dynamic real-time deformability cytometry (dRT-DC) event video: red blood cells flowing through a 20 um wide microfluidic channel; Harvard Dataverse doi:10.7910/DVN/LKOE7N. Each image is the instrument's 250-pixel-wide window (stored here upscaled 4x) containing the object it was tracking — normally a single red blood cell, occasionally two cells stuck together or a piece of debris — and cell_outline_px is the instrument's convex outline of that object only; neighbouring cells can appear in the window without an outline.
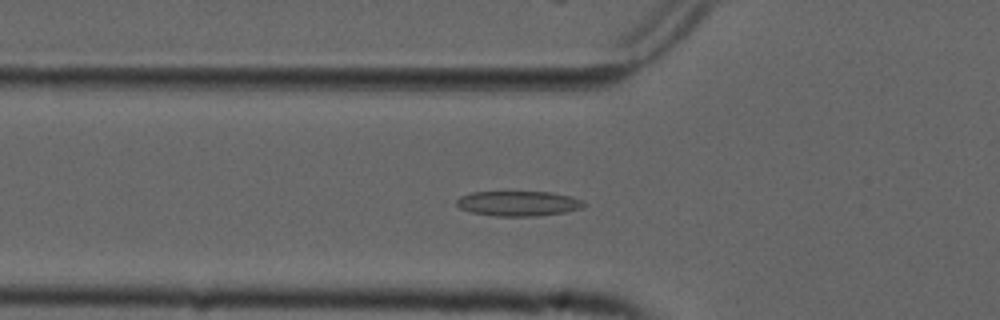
{"species": "common noctule bat (a hibernating species)", "species_latin": "Nyctalus noctula", "temperature_condition": "cold", "stored_images_in_passage": 43, "camera_frame_rate_fps": 3000, "um_per_image_px": 0.085, "animal": {"sex": "male", "forearm_length_mm": 52.5}, "frame": {"image": 1, "passage_image": 19, "time_ms": 6.0, "image_size_px": [1000, 320], "cell_outline_px": [[588, 204], [580, 208], [564, 212], [536, 216], [496, 216], [472, 212], [460, 208], [456, 204], [456, 200], [460, 196], [472, 192], [552, 192], [584, 200]], "centroid_in_image_um": [44.06, 17.29], "position_along_channel_um": 81.7, "area_um2": 18.5}}
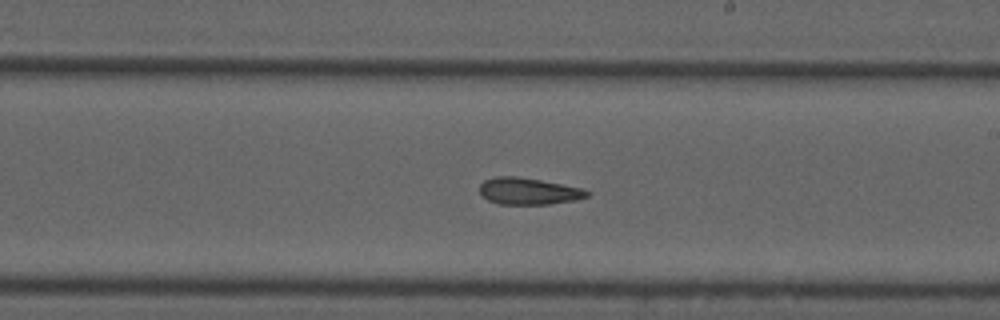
{"frame": {"image": 2, "passage_image": 32, "time_ms": 10.333, "image_size_px": [1000, 320], "cell_outline_px": [[592, 192], [588, 196], [576, 200], [548, 204], [500, 204], [488, 200], [480, 192], [480, 184], [484, 180], [496, 176], [516, 176], [540, 180], [584, 188]], "centroid_in_image_um": [44.96, 16.24], "position_along_channel_um": 244.0, "area_um2": 16.76}}
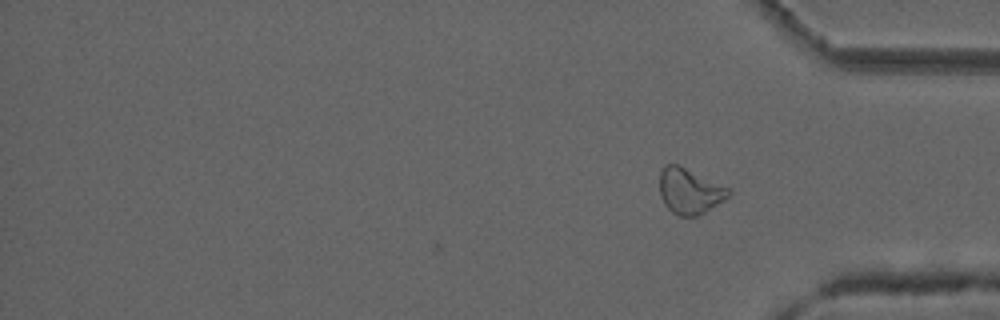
{"frame": {"image": 3, "passage_image": 43, "time_ms": 14.0, "image_size_px": [1000, 320], "cell_outline_px": [[732, 192], [728, 196], [704, 212], [696, 216], [680, 216], [672, 212], [664, 204], [660, 196], [660, 172], [664, 164], [676, 164], [728, 188]], "centroid_in_image_um": [58.56, 16.25], "position_along_channel_um": 376.6, "area_um2": 17.8}}